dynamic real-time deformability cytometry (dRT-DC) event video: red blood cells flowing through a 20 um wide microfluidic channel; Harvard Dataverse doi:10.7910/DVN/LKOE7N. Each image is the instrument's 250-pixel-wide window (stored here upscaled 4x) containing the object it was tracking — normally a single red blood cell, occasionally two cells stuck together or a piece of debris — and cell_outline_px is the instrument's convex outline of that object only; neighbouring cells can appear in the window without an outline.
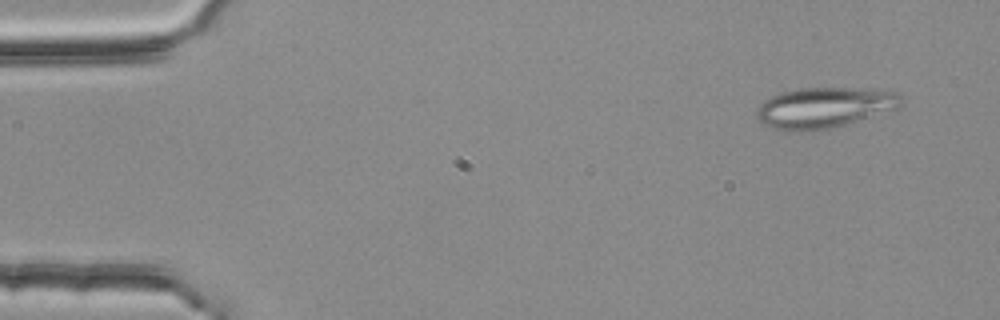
{"species": "common noctule bat (a hibernating species)", "species_latin": "Nyctalus noctula", "temperature_condition": "room temperature", "stored_images_in_passage": 52, "segment_of_instrument_passage": [1, 2], "camera_frame_rate_fps": 3000, "um_per_image_px": 0.085, "animal": {"sex": "female", "body_mass_g": 25.1}, "frame": {"image": 1, "passage_image": 2, "time_ms": 0.333, "image_size_px": [1000, 320], "cell_outline_px": [[904, 100], [896, 108], [848, 124], [828, 128], [800, 132], [792, 132], [776, 128], [764, 124], [756, 116], [756, 108], [764, 100], [772, 96], [784, 92], [800, 88], [848, 88], [900, 92]], "centroid_in_image_um": [70.05, 9.15], "position_along_channel_um": 14.9, "area_um2": 33.93}}